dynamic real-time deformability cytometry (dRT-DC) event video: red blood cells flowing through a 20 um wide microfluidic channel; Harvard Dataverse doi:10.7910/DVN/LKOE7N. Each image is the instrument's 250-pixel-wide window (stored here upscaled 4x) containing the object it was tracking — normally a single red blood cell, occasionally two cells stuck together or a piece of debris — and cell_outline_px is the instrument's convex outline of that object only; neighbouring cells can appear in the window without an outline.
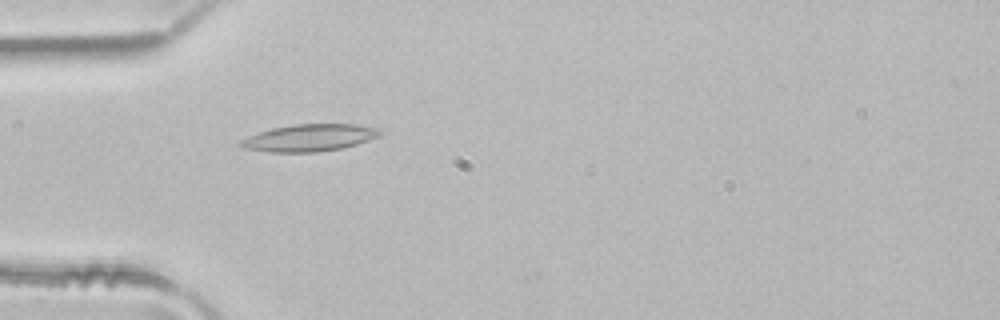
{"species": "common noctule bat (a hibernating species)", "species_latin": "Nyctalus noctula", "temperature_condition": "room temperature", "stored_images_in_passage": 2, "camera_frame_rate_fps": 3000, "um_per_image_px": 0.085, "animal": {"sex": "male", "body_mass_g": 21.5, "forearm_length_mm": 52.0}, "frame": {"image": 1, "passage_image": 2, "time_ms": 0.333, "image_size_px": [1000, 320], "cell_outline_px": [[384, 132], [380, 136], [356, 144], [340, 148], [316, 152], [272, 152], [244, 148], [236, 144], [240, 140], [248, 136], [272, 128], [292, 124], [356, 124], [380, 128]], "centroid_in_image_um": [26.31, 11.7], "position_along_channel_um": 58.7, "area_um2": 22.02}}